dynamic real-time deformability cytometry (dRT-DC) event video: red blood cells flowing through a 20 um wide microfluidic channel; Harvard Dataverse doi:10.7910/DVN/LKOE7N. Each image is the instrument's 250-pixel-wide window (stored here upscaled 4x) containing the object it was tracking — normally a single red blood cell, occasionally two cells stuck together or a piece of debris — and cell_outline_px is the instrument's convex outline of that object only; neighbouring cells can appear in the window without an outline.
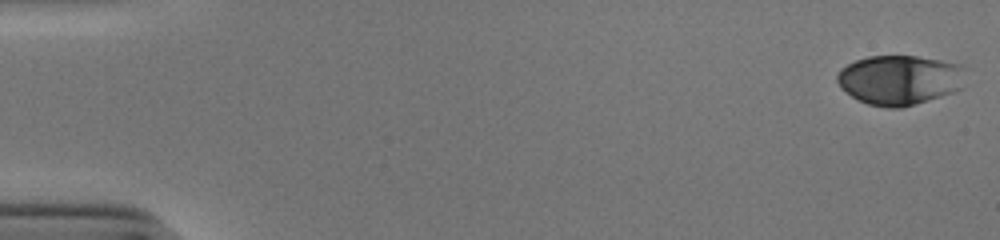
{"species": "human", "species_latin": "Homo sapiens", "temperature_condition": "cold", "stored_images_in_passage": 53, "camera_frame_rate_fps": 3000, "um_per_image_px": 0.085, "donor": {"sex": "male"}, "frame": {"image": 1, "passage_image": 1, "time_ms": 0.0, "image_size_px": [1000, 240], "cell_outline_px": [[960, 88], [952, 92], [940, 96], [900, 108], [888, 108], [868, 104], [852, 96], [836, 80], [836, 76], [840, 68], [856, 60], [868, 56], [916, 56], [940, 60], [960, 64]], "centroid_in_image_um": [76.39, 6.78], "position_along_channel_um": 8.6, "area_um2": 36.3}}
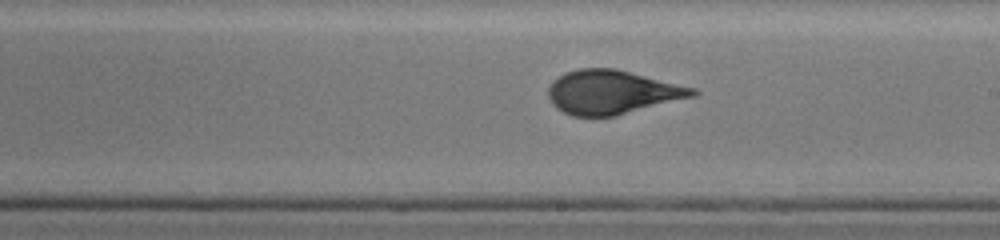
{"frame": {"image": 2, "passage_image": 31, "time_ms": 10.0, "image_size_px": [1000, 240], "cell_outline_px": [[700, 92], [696, 96], [616, 116], [572, 116], [556, 108], [552, 104], [548, 96], [548, 88], [552, 80], [564, 72], [580, 68], [616, 68], [696, 88]], "centroid_in_image_um": [52.03, 7.83], "position_along_channel_um": 237.0, "area_um2": 37.28}}
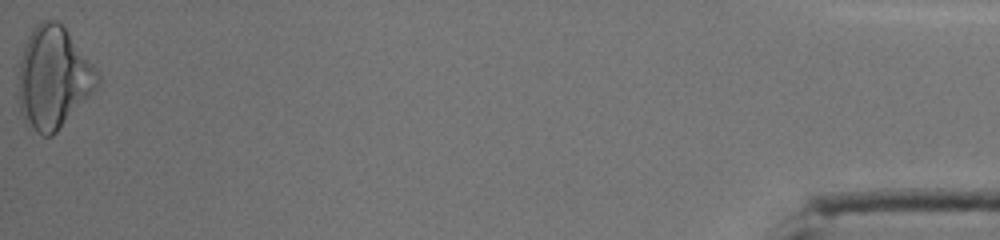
{"frame": {"image": 3, "passage_image": 53, "time_ms": 17.333, "image_size_px": [1000, 240], "cell_outline_px": [[100, 80], [92, 92], [56, 132], [52, 136], [44, 136], [36, 132], [24, 124], [16, 100], [20, 60], [28, 36], [36, 24], [40, 20], [56, 20], [64, 28], [100, 76]], "centroid_in_image_um": [4.45, 6.65], "position_along_channel_um": 430.7, "area_um2": 46.47}, "authors_computed_cell_mechanics": {"area_um2": 37.1654, "velocity_mm_per_s": 3.9067, "shape_relaxation_time_tau1_ms": 5.8463, "shape_relaxation_time_tau2_ms": 0.6727, "deformation_change_tau1": 0.1874, "deformation_change_tau2": 0.0481}}